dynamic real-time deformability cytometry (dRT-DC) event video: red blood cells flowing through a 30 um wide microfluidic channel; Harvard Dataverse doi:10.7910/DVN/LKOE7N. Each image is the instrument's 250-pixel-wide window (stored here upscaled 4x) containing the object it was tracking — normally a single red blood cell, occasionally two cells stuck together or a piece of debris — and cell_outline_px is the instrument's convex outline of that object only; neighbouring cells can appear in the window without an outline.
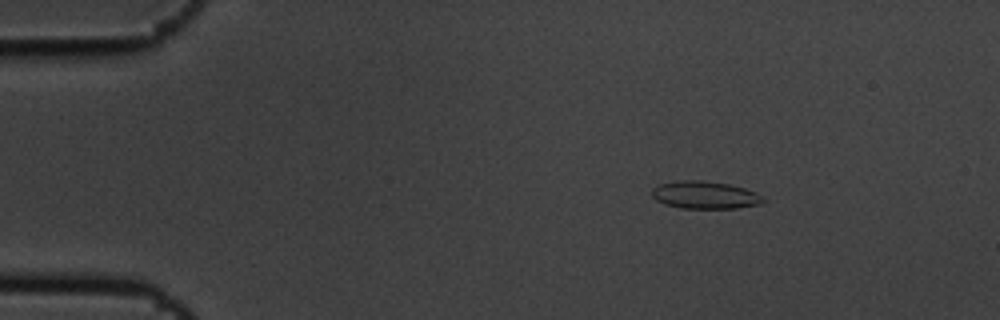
{"species": "common noctule bat (a hibernating species)", "species_latin": "Nyctalus noctula", "temperature_condition": "cold", "stored_images_in_passage": 15, "camera_frame_rate_fps": 3000, "um_per_image_px": 0.085, "animal": {"sex": "male", "body_mass_g": 19.5, "forearm_length_mm": 54.6}, "frame": {"image": 1, "passage_image": 3, "time_ms": 0.667, "image_size_px": [1000, 320], "cell_outline_px": [[764, 200], [760, 204], [736, 208], [680, 208], [664, 204], [656, 200], [652, 196], [652, 188], [660, 184], [680, 180], [700, 180], [728, 184], [744, 188], [756, 192], [764, 196]], "centroid_in_image_um": [59.91, 16.58], "position_along_channel_um": 25.1, "area_um2": 17.86}}
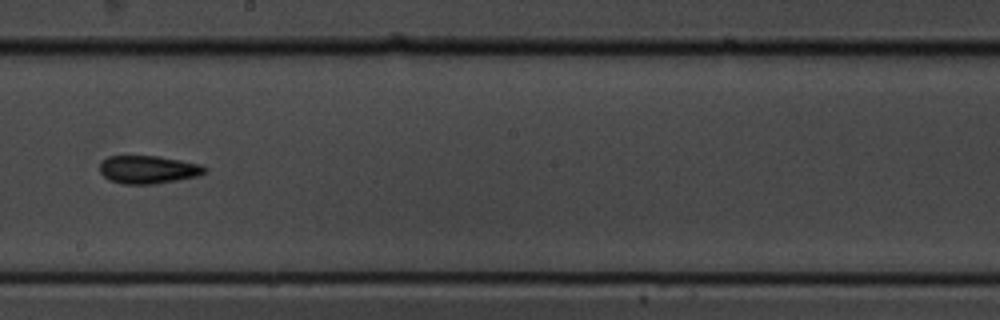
{"frame": {"image": 2, "passage_image": 9, "time_ms": 2.667, "image_size_px": [1000, 320], "cell_outline_px": [[208, 172], [200, 176], [156, 184], [120, 184], [108, 180], [100, 172], [100, 164], [108, 156], [156, 156], [204, 164], [208, 168]], "centroid_in_image_um": [12.66, 14.42], "position_along_channel_um": 235.5, "area_um2": 17.46}}
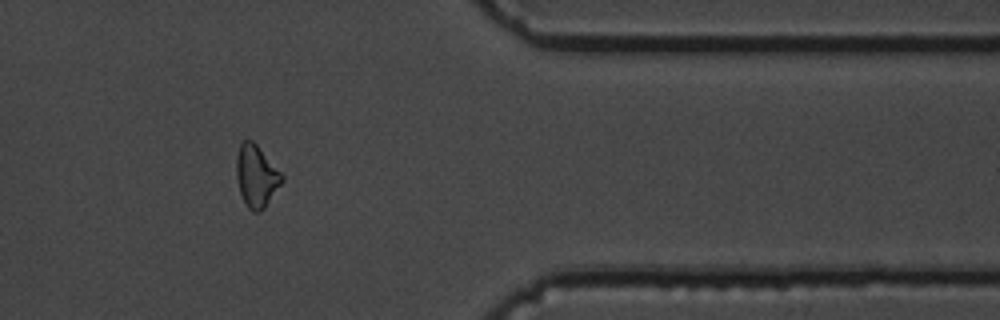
{"frame": {"image": 3, "passage_image": 13, "time_ms": 4.0, "image_size_px": [1000, 320], "cell_outline_px": [[284, 180], [264, 208], [256, 212], [252, 212], [248, 208], [240, 192], [236, 176], [236, 156], [240, 144], [244, 140], [252, 140], [256, 144], [284, 176]], "centroid_in_image_um": [21.78, 14.96], "position_along_channel_um": 389.6, "area_um2": 16.24}}